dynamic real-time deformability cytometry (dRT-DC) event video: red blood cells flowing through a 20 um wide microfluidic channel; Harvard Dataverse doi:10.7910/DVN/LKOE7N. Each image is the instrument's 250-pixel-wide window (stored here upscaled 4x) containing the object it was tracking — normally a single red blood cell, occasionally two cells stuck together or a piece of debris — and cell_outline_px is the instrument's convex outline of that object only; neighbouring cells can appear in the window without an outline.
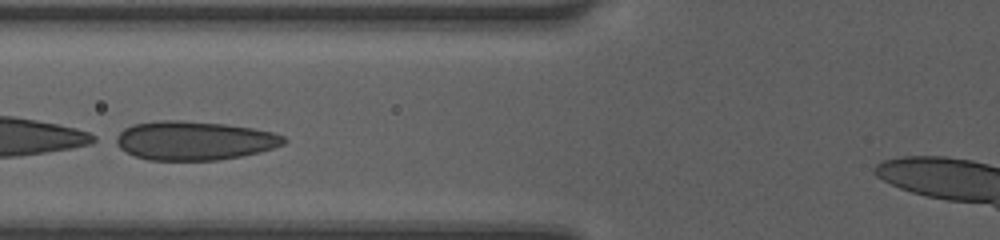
{"species": "human", "species_latin": "Homo sapiens", "temperature_condition": "room temperature", "stored_images_in_passage": 6, "camera_frame_rate_fps": 3000, "um_per_image_px": 0.085, "donor": {"sex": "female"}, "frame": {"image": 1, "passage_image": 5, "time_ms": 1.333, "image_size_px": [1000, 240], "cell_outline_px": [[288, 140], [284, 144], [260, 152], [240, 156], [216, 160], [148, 160], [136, 156], [120, 148], [108, 140], [112, 136], [124, 128], [132, 124], [160, 120], [180, 120], [224, 124], [252, 128], [272, 132], [284, 136]], "centroid_in_image_um": [16.42, 11.94], "position_along_channel_um": 109.4, "area_um2": 38.38}}